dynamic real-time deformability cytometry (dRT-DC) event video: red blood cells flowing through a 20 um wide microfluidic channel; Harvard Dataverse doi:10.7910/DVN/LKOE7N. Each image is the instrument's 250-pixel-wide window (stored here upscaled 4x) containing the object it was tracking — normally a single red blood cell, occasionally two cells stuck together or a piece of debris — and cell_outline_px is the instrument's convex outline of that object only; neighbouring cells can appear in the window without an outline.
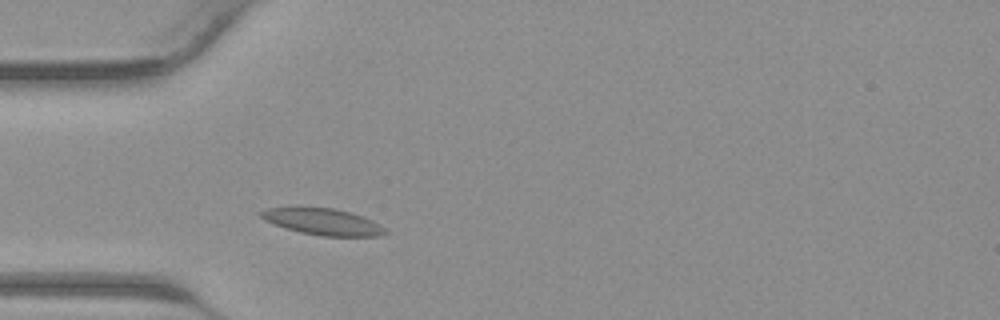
{"species": "common noctule bat (a hibernating species)", "species_latin": "Nyctalus noctula", "temperature_condition": "warm", "stored_images_in_passage": 29, "camera_frame_rate_fps": 3000, "um_per_image_px": 0.085, "animal": {"sex": "male", "body_mass_g": 23.1, "forearm_length_mm": 52.7}, "frame": {"image": 1, "passage_image": 6, "time_ms": 1.667, "image_size_px": [1000, 320], "cell_outline_px": [[388, 232], [380, 236], [320, 236], [300, 232], [264, 220], [256, 212], [268, 208], [292, 204], [304, 204], [332, 208], [352, 212], [364, 216], [380, 224]], "centroid_in_image_um": [27.37, 18.78], "position_along_channel_um": 57.6, "area_um2": 20.11}}
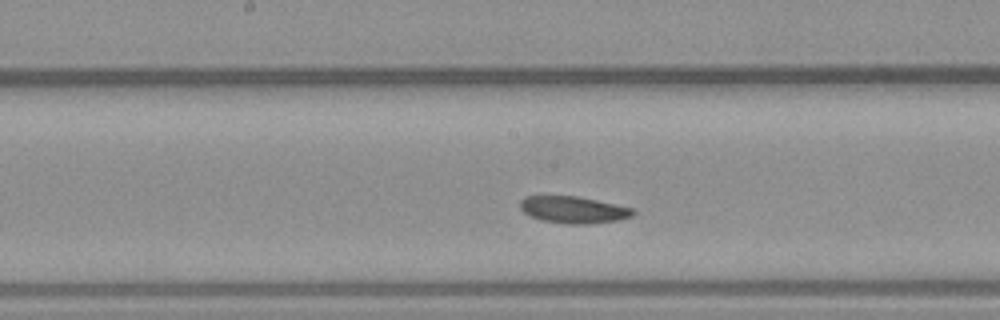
{"frame": {"image": 2, "passage_image": 15, "time_ms": 4.667, "image_size_px": [1000, 320], "cell_outline_px": [[636, 212], [632, 216], [616, 220], [588, 224], [568, 224], [540, 220], [524, 212], [520, 208], [520, 200], [524, 196], [576, 196], [636, 208]], "centroid_in_image_um": [48.76, 17.82], "position_along_channel_um": 199.4, "area_um2": 17.69}}
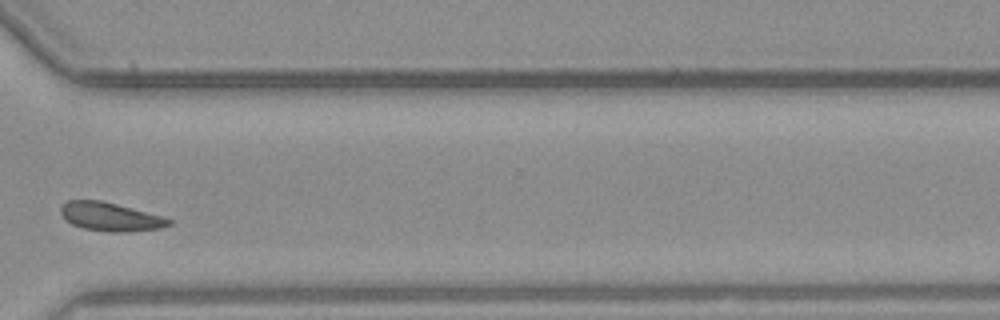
{"frame": {"image": 3, "passage_image": 25, "time_ms": 8.0, "image_size_px": [1000, 320], "cell_outline_px": [[172, 224], [160, 228], [128, 232], [112, 232], [84, 228], [72, 224], [64, 220], [60, 212], [60, 208], [68, 200], [100, 200], [116, 204], [160, 216], [172, 220]], "centroid_in_image_um": [9.34, 18.43], "position_along_channel_um": 361.3, "area_um2": 17.74}}